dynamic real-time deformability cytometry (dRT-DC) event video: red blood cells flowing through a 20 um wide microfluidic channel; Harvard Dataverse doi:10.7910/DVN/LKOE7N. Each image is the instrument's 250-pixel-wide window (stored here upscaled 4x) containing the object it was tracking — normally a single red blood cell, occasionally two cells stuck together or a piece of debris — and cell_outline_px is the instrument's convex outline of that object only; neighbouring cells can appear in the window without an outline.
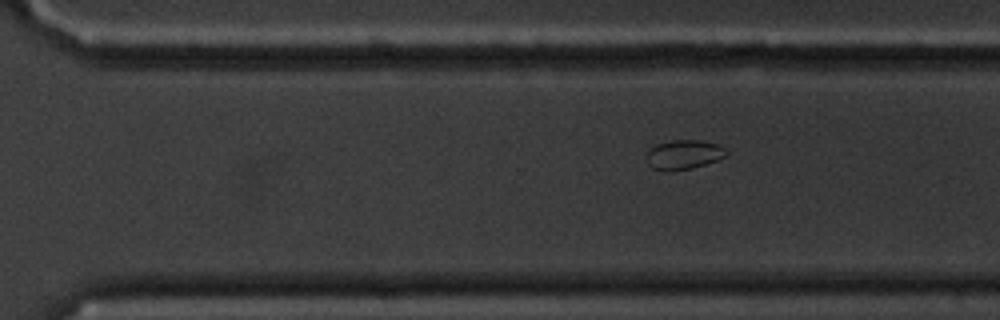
{"species": "common noctule bat (a hibernating species)", "species_latin": "Nyctalus noctula", "temperature_condition": "cold", "stored_images_in_passage": 42, "camera_frame_rate_fps": 3000, "um_per_image_px": 0.085, "animal": {"sex": "male", "body_mass_g": 20.1, "forearm_length_mm": 53.5}, "frame": {"image": 1, "passage_image": 42, "time_ms": 13.667, "image_size_px": [1000, 320], "cell_outline_px": [[728, 152], [724, 156], [716, 160], [692, 168], [672, 172], [664, 172], [652, 168], [648, 164], [648, 148], [656, 144], [672, 140], [700, 140], [720, 144]], "centroid_in_image_um": [58.09, 13.15], "position_along_channel_um": 312.5, "area_um2": 13.81}}